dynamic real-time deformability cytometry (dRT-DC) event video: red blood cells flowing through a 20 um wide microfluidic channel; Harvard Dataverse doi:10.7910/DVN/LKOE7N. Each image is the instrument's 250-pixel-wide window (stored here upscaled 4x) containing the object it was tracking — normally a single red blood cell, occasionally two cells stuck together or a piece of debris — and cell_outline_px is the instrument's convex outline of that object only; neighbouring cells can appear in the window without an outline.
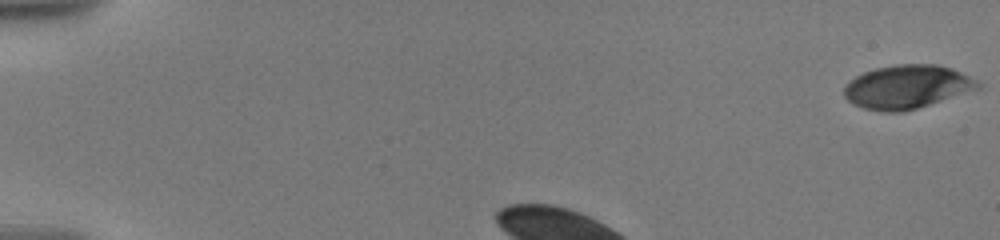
{"species": "human", "species_latin": "Homo sapiens", "temperature_condition": "warm", "stored_images_in_passage": 37, "camera_frame_rate_fps": 3000, "um_per_image_px": 0.085, "donor": {"sex": "male"}, "frame": {"image": 1, "passage_image": 1, "time_ms": 0.0, "image_size_px": [1000, 240], "cell_outline_px": [[984, 84], [980, 88], [916, 108], [900, 112], [884, 112], [864, 108], [852, 104], [844, 96], [844, 84], [856, 76], [864, 72], [876, 68], [896, 64], [936, 64], [952, 68]], "centroid_in_image_um": [77.07, 7.37], "position_along_channel_um": 7.9, "area_um2": 33.81}}
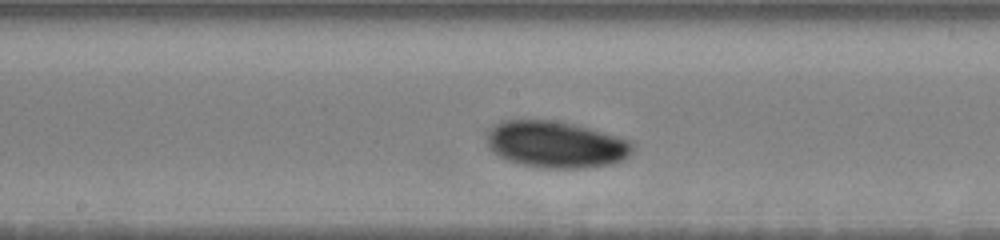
{"frame": {"image": 2, "passage_image": 20, "time_ms": 6.333, "image_size_px": [1000, 240], "cell_outline_px": [[636, 144], [632, 152], [624, 160], [612, 164], [588, 168], [540, 168], [516, 164], [504, 160], [488, 144], [488, 132], [496, 124], [504, 120], [560, 120], [616, 136], [628, 140]], "centroid_in_image_um": [47.29, 12.3], "position_along_channel_um": 200.9, "area_um2": 39.82}}
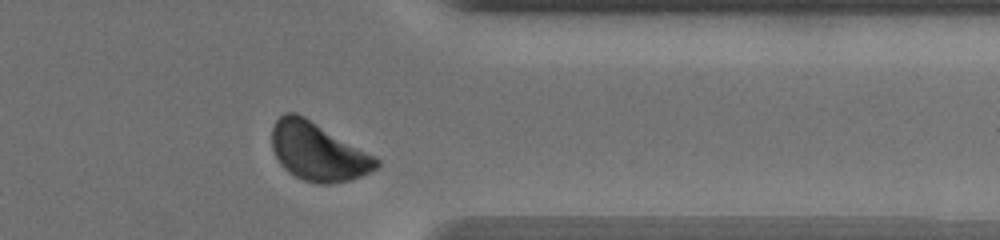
{"frame": {"image": 3, "passage_image": 33, "time_ms": 11.667, "image_size_px": [1000, 240], "cell_outline_px": [[380, 164], [376, 168], [352, 180], [328, 184], [316, 184], [304, 180], [288, 172], [280, 164], [272, 148], [272, 128], [276, 120], [284, 112], [296, 112], [304, 116], [376, 156], [380, 160]], "centroid_in_image_um": [27.02, 12.89], "position_along_channel_um": 384.4, "area_um2": 35.43}, "authors_computed_cell_mechanics": {"area_um2": 36.9342, "velocity_mm_per_s": 3.5017, "shape_relaxation_time_tau1_ms": 2.2643, "shape_relaxation_time_tau2_ms": null, "deformation_change_tau1": 0.0758, "deformation_change_tau2": null}}